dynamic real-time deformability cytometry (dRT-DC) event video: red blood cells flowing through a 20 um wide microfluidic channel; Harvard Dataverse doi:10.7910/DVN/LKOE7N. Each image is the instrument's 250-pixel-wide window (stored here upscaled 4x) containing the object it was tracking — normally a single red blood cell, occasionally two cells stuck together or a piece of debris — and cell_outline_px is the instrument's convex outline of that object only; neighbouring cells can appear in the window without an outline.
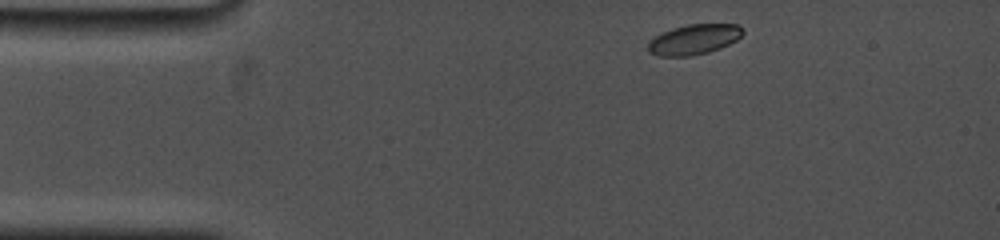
{"species": "common noctule bat (a hibernating species)", "species_latin": "Nyctalus noctula", "temperature_condition": "cold", "stored_images_in_passage": 13, "camera_frame_rate_fps": 5000, "um_per_image_px": 0.085, "animal": {"sex": "female", "body_mass_g": 19.0, "forearm_length_mm": 53.3}, "frame": {"image": 1, "passage_image": 1, "time_ms": 0.0, "image_size_px": [1000, 240], "cell_outline_px": [[744, 32], [736, 40], [720, 48], [708, 52], [688, 56], [660, 56], [648, 52], [648, 44], [656, 36], [672, 28], [688, 24], [740, 24], [744, 28]], "centroid_in_image_um": [59.02, 3.34], "position_along_channel_um": 26.0, "area_um2": 16.53}}
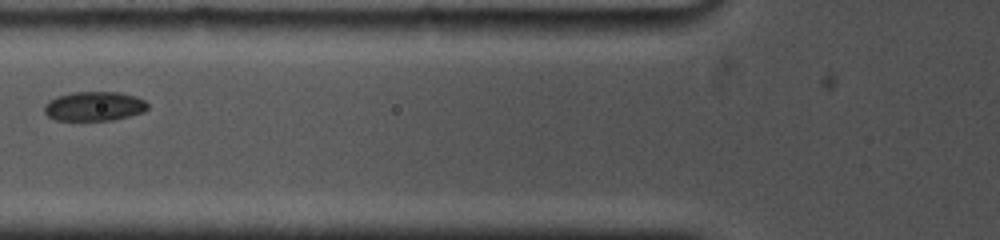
{"frame": {"image": 2, "passage_image": 8, "time_ms": 4.0, "image_size_px": [1000, 240], "cell_outline_px": [[148, 108], [144, 112], [112, 120], [56, 120], [48, 116], [44, 112], [44, 104], [48, 100], [56, 96], [72, 92], [120, 92], [136, 96], [144, 100], [148, 104]], "centroid_in_image_um": [7.99, 9.02], "position_along_channel_um": 117.8, "area_um2": 17.8}}
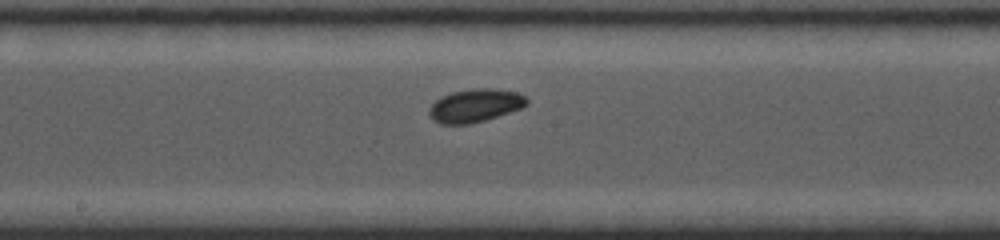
{"frame": {"image": 3, "passage_image": 13, "time_ms": 6.4, "image_size_px": [1000, 240], "cell_outline_px": [[528, 104], [520, 108], [484, 120], [468, 124], [440, 124], [432, 120], [428, 116], [428, 108], [440, 96], [452, 92], [472, 88], [492, 88], [516, 92], [524, 96], [528, 100]], "centroid_in_image_um": [40.32, 8.97], "position_along_channel_um": 207.9, "area_um2": 18.84}}